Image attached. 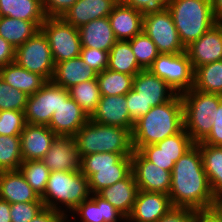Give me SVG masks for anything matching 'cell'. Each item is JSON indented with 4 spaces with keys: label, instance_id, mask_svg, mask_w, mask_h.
Wrapping results in <instances>:
<instances>
[{
    "label": "cell",
    "instance_id": "cell-1",
    "mask_svg": "<svg viewBox=\"0 0 222 222\" xmlns=\"http://www.w3.org/2000/svg\"><path fill=\"white\" fill-rule=\"evenodd\" d=\"M168 195L173 207L194 210L212 208L215 197L197 144L175 162Z\"/></svg>",
    "mask_w": 222,
    "mask_h": 222
},
{
    "label": "cell",
    "instance_id": "cell-2",
    "mask_svg": "<svg viewBox=\"0 0 222 222\" xmlns=\"http://www.w3.org/2000/svg\"><path fill=\"white\" fill-rule=\"evenodd\" d=\"M183 103L180 94L170 101L152 107L135 121L132 131L133 150L156 144L179 133L184 128Z\"/></svg>",
    "mask_w": 222,
    "mask_h": 222
},
{
    "label": "cell",
    "instance_id": "cell-3",
    "mask_svg": "<svg viewBox=\"0 0 222 222\" xmlns=\"http://www.w3.org/2000/svg\"><path fill=\"white\" fill-rule=\"evenodd\" d=\"M90 197L88 178L80 171H55L50 172L41 200L45 208L70 217L68 211L71 213L81 202Z\"/></svg>",
    "mask_w": 222,
    "mask_h": 222
},
{
    "label": "cell",
    "instance_id": "cell-4",
    "mask_svg": "<svg viewBox=\"0 0 222 222\" xmlns=\"http://www.w3.org/2000/svg\"><path fill=\"white\" fill-rule=\"evenodd\" d=\"M80 158L93 153L132 154V133L89 119L73 136Z\"/></svg>",
    "mask_w": 222,
    "mask_h": 222
},
{
    "label": "cell",
    "instance_id": "cell-5",
    "mask_svg": "<svg viewBox=\"0 0 222 222\" xmlns=\"http://www.w3.org/2000/svg\"><path fill=\"white\" fill-rule=\"evenodd\" d=\"M167 9L185 48L217 23L212 0H171Z\"/></svg>",
    "mask_w": 222,
    "mask_h": 222
},
{
    "label": "cell",
    "instance_id": "cell-6",
    "mask_svg": "<svg viewBox=\"0 0 222 222\" xmlns=\"http://www.w3.org/2000/svg\"><path fill=\"white\" fill-rule=\"evenodd\" d=\"M131 156L111 152L82 156L80 172L88 178L91 194L125 179L132 172Z\"/></svg>",
    "mask_w": 222,
    "mask_h": 222
},
{
    "label": "cell",
    "instance_id": "cell-7",
    "mask_svg": "<svg viewBox=\"0 0 222 222\" xmlns=\"http://www.w3.org/2000/svg\"><path fill=\"white\" fill-rule=\"evenodd\" d=\"M183 103L184 129L194 144L202 142L212 129L215 107L222 102V95L205 93L191 88L180 94Z\"/></svg>",
    "mask_w": 222,
    "mask_h": 222
},
{
    "label": "cell",
    "instance_id": "cell-8",
    "mask_svg": "<svg viewBox=\"0 0 222 222\" xmlns=\"http://www.w3.org/2000/svg\"><path fill=\"white\" fill-rule=\"evenodd\" d=\"M41 30L48 39L55 64L80 56L79 30L62 17H47Z\"/></svg>",
    "mask_w": 222,
    "mask_h": 222
},
{
    "label": "cell",
    "instance_id": "cell-9",
    "mask_svg": "<svg viewBox=\"0 0 222 222\" xmlns=\"http://www.w3.org/2000/svg\"><path fill=\"white\" fill-rule=\"evenodd\" d=\"M148 70L169 84L178 94L194 86V70L186 51L159 54Z\"/></svg>",
    "mask_w": 222,
    "mask_h": 222
},
{
    "label": "cell",
    "instance_id": "cell-10",
    "mask_svg": "<svg viewBox=\"0 0 222 222\" xmlns=\"http://www.w3.org/2000/svg\"><path fill=\"white\" fill-rule=\"evenodd\" d=\"M15 62L22 68L51 81L55 63L48 39L42 30L16 48Z\"/></svg>",
    "mask_w": 222,
    "mask_h": 222
},
{
    "label": "cell",
    "instance_id": "cell-11",
    "mask_svg": "<svg viewBox=\"0 0 222 222\" xmlns=\"http://www.w3.org/2000/svg\"><path fill=\"white\" fill-rule=\"evenodd\" d=\"M143 31L156 44L160 54H178L186 51L167 8L143 17Z\"/></svg>",
    "mask_w": 222,
    "mask_h": 222
},
{
    "label": "cell",
    "instance_id": "cell-12",
    "mask_svg": "<svg viewBox=\"0 0 222 222\" xmlns=\"http://www.w3.org/2000/svg\"><path fill=\"white\" fill-rule=\"evenodd\" d=\"M69 96L67 89L47 81L36 93L28 96L24 111L26 123L48 126L62 100Z\"/></svg>",
    "mask_w": 222,
    "mask_h": 222
},
{
    "label": "cell",
    "instance_id": "cell-13",
    "mask_svg": "<svg viewBox=\"0 0 222 222\" xmlns=\"http://www.w3.org/2000/svg\"><path fill=\"white\" fill-rule=\"evenodd\" d=\"M132 173L138 190L169 194L171 171H167L148 161L138 150L131 156Z\"/></svg>",
    "mask_w": 222,
    "mask_h": 222
},
{
    "label": "cell",
    "instance_id": "cell-14",
    "mask_svg": "<svg viewBox=\"0 0 222 222\" xmlns=\"http://www.w3.org/2000/svg\"><path fill=\"white\" fill-rule=\"evenodd\" d=\"M132 89L145 102V114L152 107L170 101L177 94L169 84L148 69L142 70L134 76Z\"/></svg>",
    "mask_w": 222,
    "mask_h": 222
},
{
    "label": "cell",
    "instance_id": "cell-15",
    "mask_svg": "<svg viewBox=\"0 0 222 222\" xmlns=\"http://www.w3.org/2000/svg\"><path fill=\"white\" fill-rule=\"evenodd\" d=\"M193 70L222 60V23L217 22L200 38L186 47Z\"/></svg>",
    "mask_w": 222,
    "mask_h": 222
},
{
    "label": "cell",
    "instance_id": "cell-16",
    "mask_svg": "<svg viewBox=\"0 0 222 222\" xmlns=\"http://www.w3.org/2000/svg\"><path fill=\"white\" fill-rule=\"evenodd\" d=\"M51 171H80L81 158L73 136H57L41 160Z\"/></svg>",
    "mask_w": 222,
    "mask_h": 222
},
{
    "label": "cell",
    "instance_id": "cell-17",
    "mask_svg": "<svg viewBox=\"0 0 222 222\" xmlns=\"http://www.w3.org/2000/svg\"><path fill=\"white\" fill-rule=\"evenodd\" d=\"M172 207L169 195L138 190L132 211L126 222H158Z\"/></svg>",
    "mask_w": 222,
    "mask_h": 222
},
{
    "label": "cell",
    "instance_id": "cell-18",
    "mask_svg": "<svg viewBox=\"0 0 222 222\" xmlns=\"http://www.w3.org/2000/svg\"><path fill=\"white\" fill-rule=\"evenodd\" d=\"M90 120L97 123L128 129L131 133L135 122L127 109L126 95L103 96Z\"/></svg>",
    "mask_w": 222,
    "mask_h": 222
},
{
    "label": "cell",
    "instance_id": "cell-19",
    "mask_svg": "<svg viewBox=\"0 0 222 222\" xmlns=\"http://www.w3.org/2000/svg\"><path fill=\"white\" fill-rule=\"evenodd\" d=\"M56 137L48 126L26 123L20 134L23 161L42 160Z\"/></svg>",
    "mask_w": 222,
    "mask_h": 222
},
{
    "label": "cell",
    "instance_id": "cell-20",
    "mask_svg": "<svg viewBox=\"0 0 222 222\" xmlns=\"http://www.w3.org/2000/svg\"><path fill=\"white\" fill-rule=\"evenodd\" d=\"M82 108L69 96L53 113L48 127L57 136H74L89 121Z\"/></svg>",
    "mask_w": 222,
    "mask_h": 222
},
{
    "label": "cell",
    "instance_id": "cell-21",
    "mask_svg": "<svg viewBox=\"0 0 222 222\" xmlns=\"http://www.w3.org/2000/svg\"><path fill=\"white\" fill-rule=\"evenodd\" d=\"M71 215L75 222L76 218L78 221V217L81 222H126L127 220L122 213L98 194H91V197L81 202Z\"/></svg>",
    "mask_w": 222,
    "mask_h": 222
},
{
    "label": "cell",
    "instance_id": "cell-22",
    "mask_svg": "<svg viewBox=\"0 0 222 222\" xmlns=\"http://www.w3.org/2000/svg\"><path fill=\"white\" fill-rule=\"evenodd\" d=\"M119 0H78L62 18L76 28L92 20L109 16Z\"/></svg>",
    "mask_w": 222,
    "mask_h": 222
},
{
    "label": "cell",
    "instance_id": "cell-23",
    "mask_svg": "<svg viewBox=\"0 0 222 222\" xmlns=\"http://www.w3.org/2000/svg\"><path fill=\"white\" fill-rule=\"evenodd\" d=\"M0 199L8 203L43 202L20 170L0 172Z\"/></svg>",
    "mask_w": 222,
    "mask_h": 222
},
{
    "label": "cell",
    "instance_id": "cell-24",
    "mask_svg": "<svg viewBox=\"0 0 222 222\" xmlns=\"http://www.w3.org/2000/svg\"><path fill=\"white\" fill-rule=\"evenodd\" d=\"M143 15L140 11L119 1L108 18L117 40H130L143 31Z\"/></svg>",
    "mask_w": 222,
    "mask_h": 222
},
{
    "label": "cell",
    "instance_id": "cell-25",
    "mask_svg": "<svg viewBox=\"0 0 222 222\" xmlns=\"http://www.w3.org/2000/svg\"><path fill=\"white\" fill-rule=\"evenodd\" d=\"M81 47L110 51L118 41L114 35L108 16L95 19L78 28Z\"/></svg>",
    "mask_w": 222,
    "mask_h": 222
},
{
    "label": "cell",
    "instance_id": "cell-26",
    "mask_svg": "<svg viewBox=\"0 0 222 222\" xmlns=\"http://www.w3.org/2000/svg\"><path fill=\"white\" fill-rule=\"evenodd\" d=\"M137 193L138 186L131 172L125 179L118 181L114 185L103 188L97 194L108 201L127 218L132 211Z\"/></svg>",
    "mask_w": 222,
    "mask_h": 222
},
{
    "label": "cell",
    "instance_id": "cell-27",
    "mask_svg": "<svg viewBox=\"0 0 222 222\" xmlns=\"http://www.w3.org/2000/svg\"><path fill=\"white\" fill-rule=\"evenodd\" d=\"M97 74L98 73L79 56L56 63L51 81L68 90L81 82L96 79Z\"/></svg>",
    "mask_w": 222,
    "mask_h": 222
},
{
    "label": "cell",
    "instance_id": "cell-28",
    "mask_svg": "<svg viewBox=\"0 0 222 222\" xmlns=\"http://www.w3.org/2000/svg\"><path fill=\"white\" fill-rule=\"evenodd\" d=\"M0 77L28 96L36 93L47 82L43 76L22 68L15 61L0 69Z\"/></svg>",
    "mask_w": 222,
    "mask_h": 222
},
{
    "label": "cell",
    "instance_id": "cell-29",
    "mask_svg": "<svg viewBox=\"0 0 222 222\" xmlns=\"http://www.w3.org/2000/svg\"><path fill=\"white\" fill-rule=\"evenodd\" d=\"M43 23L0 16V36L16 49L41 30Z\"/></svg>",
    "mask_w": 222,
    "mask_h": 222
},
{
    "label": "cell",
    "instance_id": "cell-30",
    "mask_svg": "<svg viewBox=\"0 0 222 222\" xmlns=\"http://www.w3.org/2000/svg\"><path fill=\"white\" fill-rule=\"evenodd\" d=\"M0 16L24 21L45 22L41 0H0Z\"/></svg>",
    "mask_w": 222,
    "mask_h": 222
},
{
    "label": "cell",
    "instance_id": "cell-31",
    "mask_svg": "<svg viewBox=\"0 0 222 222\" xmlns=\"http://www.w3.org/2000/svg\"><path fill=\"white\" fill-rule=\"evenodd\" d=\"M215 199L222 197V146L197 143Z\"/></svg>",
    "mask_w": 222,
    "mask_h": 222
},
{
    "label": "cell",
    "instance_id": "cell-32",
    "mask_svg": "<svg viewBox=\"0 0 222 222\" xmlns=\"http://www.w3.org/2000/svg\"><path fill=\"white\" fill-rule=\"evenodd\" d=\"M108 69L134 76L143 70L127 40H118L109 51Z\"/></svg>",
    "mask_w": 222,
    "mask_h": 222
},
{
    "label": "cell",
    "instance_id": "cell-33",
    "mask_svg": "<svg viewBox=\"0 0 222 222\" xmlns=\"http://www.w3.org/2000/svg\"><path fill=\"white\" fill-rule=\"evenodd\" d=\"M194 89L222 95V60L199 66L194 70Z\"/></svg>",
    "mask_w": 222,
    "mask_h": 222
},
{
    "label": "cell",
    "instance_id": "cell-34",
    "mask_svg": "<svg viewBox=\"0 0 222 222\" xmlns=\"http://www.w3.org/2000/svg\"><path fill=\"white\" fill-rule=\"evenodd\" d=\"M134 75L105 69L97 74L100 93L103 96L126 95L133 86Z\"/></svg>",
    "mask_w": 222,
    "mask_h": 222
},
{
    "label": "cell",
    "instance_id": "cell-35",
    "mask_svg": "<svg viewBox=\"0 0 222 222\" xmlns=\"http://www.w3.org/2000/svg\"><path fill=\"white\" fill-rule=\"evenodd\" d=\"M70 97L90 118L100 101L101 93L97 79L81 82L68 89Z\"/></svg>",
    "mask_w": 222,
    "mask_h": 222
},
{
    "label": "cell",
    "instance_id": "cell-36",
    "mask_svg": "<svg viewBox=\"0 0 222 222\" xmlns=\"http://www.w3.org/2000/svg\"><path fill=\"white\" fill-rule=\"evenodd\" d=\"M22 162L20 136L0 135V172L19 170Z\"/></svg>",
    "mask_w": 222,
    "mask_h": 222
},
{
    "label": "cell",
    "instance_id": "cell-37",
    "mask_svg": "<svg viewBox=\"0 0 222 222\" xmlns=\"http://www.w3.org/2000/svg\"><path fill=\"white\" fill-rule=\"evenodd\" d=\"M27 183L41 198L45 192L50 170L41 161H23L19 167Z\"/></svg>",
    "mask_w": 222,
    "mask_h": 222
},
{
    "label": "cell",
    "instance_id": "cell-38",
    "mask_svg": "<svg viewBox=\"0 0 222 222\" xmlns=\"http://www.w3.org/2000/svg\"><path fill=\"white\" fill-rule=\"evenodd\" d=\"M128 41L130 42L132 52L139 66L143 70L148 69L160 54L156 44L144 33V31Z\"/></svg>",
    "mask_w": 222,
    "mask_h": 222
},
{
    "label": "cell",
    "instance_id": "cell-39",
    "mask_svg": "<svg viewBox=\"0 0 222 222\" xmlns=\"http://www.w3.org/2000/svg\"><path fill=\"white\" fill-rule=\"evenodd\" d=\"M28 95L11 87L0 77V111H25Z\"/></svg>",
    "mask_w": 222,
    "mask_h": 222
},
{
    "label": "cell",
    "instance_id": "cell-40",
    "mask_svg": "<svg viewBox=\"0 0 222 222\" xmlns=\"http://www.w3.org/2000/svg\"><path fill=\"white\" fill-rule=\"evenodd\" d=\"M156 145L167 156H183L194 143L183 128L179 133L157 142Z\"/></svg>",
    "mask_w": 222,
    "mask_h": 222
},
{
    "label": "cell",
    "instance_id": "cell-41",
    "mask_svg": "<svg viewBox=\"0 0 222 222\" xmlns=\"http://www.w3.org/2000/svg\"><path fill=\"white\" fill-rule=\"evenodd\" d=\"M26 124L23 111L2 110L0 111V135L20 136Z\"/></svg>",
    "mask_w": 222,
    "mask_h": 222
},
{
    "label": "cell",
    "instance_id": "cell-42",
    "mask_svg": "<svg viewBox=\"0 0 222 222\" xmlns=\"http://www.w3.org/2000/svg\"><path fill=\"white\" fill-rule=\"evenodd\" d=\"M148 161L154 163L161 169L171 171L173 170L175 162L182 156H167L164 154L156 144L143 146L138 150Z\"/></svg>",
    "mask_w": 222,
    "mask_h": 222
},
{
    "label": "cell",
    "instance_id": "cell-43",
    "mask_svg": "<svg viewBox=\"0 0 222 222\" xmlns=\"http://www.w3.org/2000/svg\"><path fill=\"white\" fill-rule=\"evenodd\" d=\"M44 208L43 202L13 203L10 206L11 222H30Z\"/></svg>",
    "mask_w": 222,
    "mask_h": 222
},
{
    "label": "cell",
    "instance_id": "cell-44",
    "mask_svg": "<svg viewBox=\"0 0 222 222\" xmlns=\"http://www.w3.org/2000/svg\"><path fill=\"white\" fill-rule=\"evenodd\" d=\"M80 57L97 73L108 68L109 52L96 48L81 47Z\"/></svg>",
    "mask_w": 222,
    "mask_h": 222
},
{
    "label": "cell",
    "instance_id": "cell-45",
    "mask_svg": "<svg viewBox=\"0 0 222 222\" xmlns=\"http://www.w3.org/2000/svg\"><path fill=\"white\" fill-rule=\"evenodd\" d=\"M126 6L138 10L142 15L150 13L161 12L167 8L171 0H120Z\"/></svg>",
    "mask_w": 222,
    "mask_h": 222
},
{
    "label": "cell",
    "instance_id": "cell-46",
    "mask_svg": "<svg viewBox=\"0 0 222 222\" xmlns=\"http://www.w3.org/2000/svg\"><path fill=\"white\" fill-rule=\"evenodd\" d=\"M212 120V129L209 135L200 143L209 144L212 146H222V102L215 107Z\"/></svg>",
    "mask_w": 222,
    "mask_h": 222
},
{
    "label": "cell",
    "instance_id": "cell-47",
    "mask_svg": "<svg viewBox=\"0 0 222 222\" xmlns=\"http://www.w3.org/2000/svg\"><path fill=\"white\" fill-rule=\"evenodd\" d=\"M78 0H41L46 17H62Z\"/></svg>",
    "mask_w": 222,
    "mask_h": 222
},
{
    "label": "cell",
    "instance_id": "cell-48",
    "mask_svg": "<svg viewBox=\"0 0 222 222\" xmlns=\"http://www.w3.org/2000/svg\"><path fill=\"white\" fill-rule=\"evenodd\" d=\"M195 210L185 207H172L158 222H194Z\"/></svg>",
    "mask_w": 222,
    "mask_h": 222
},
{
    "label": "cell",
    "instance_id": "cell-49",
    "mask_svg": "<svg viewBox=\"0 0 222 222\" xmlns=\"http://www.w3.org/2000/svg\"><path fill=\"white\" fill-rule=\"evenodd\" d=\"M126 100L130 118L135 122L145 114V102L133 89L126 94Z\"/></svg>",
    "mask_w": 222,
    "mask_h": 222
},
{
    "label": "cell",
    "instance_id": "cell-50",
    "mask_svg": "<svg viewBox=\"0 0 222 222\" xmlns=\"http://www.w3.org/2000/svg\"><path fill=\"white\" fill-rule=\"evenodd\" d=\"M16 49L0 36V69L15 61Z\"/></svg>",
    "mask_w": 222,
    "mask_h": 222
},
{
    "label": "cell",
    "instance_id": "cell-51",
    "mask_svg": "<svg viewBox=\"0 0 222 222\" xmlns=\"http://www.w3.org/2000/svg\"><path fill=\"white\" fill-rule=\"evenodd\" d=\"M63 217L61 212L44 208L30 222H59Z\"/></svg>",
    "mask_w": 222,
    "mask_h": 222
},
{
    "label": "cell",
    "instance_id": "cell-52",
    "mask_svg": "<svg viewBox=\"0 0 222 222\" xmlns=\"http://www.w3.org/2000/svg\"><path fill=\"white\" fill-rule=\"evenodd\" d=\"M194 222H222V218L213 208L200 209L195 210Z\"/></svg>",
    "mask_w": 222,
    "mask_h": 222
},
{
    "label": "cell",
    "instance_id": "cell-53",
    "mask_svg": "<svg viewBox=\"0 0 222 222\" xmlns=\"http://www.w3.org/2000/svg\"><path fill=\"white\" fill-rule=\"evenodd\" d=\"M10 206L6 200L0 199V222H11Z\"/></svg>",
    "mask_w": 222,
    "mask_h": 222
},
{
    "label": "cell",
    "instance_id": "cell-54",
    "mask_svg": "<svg viewBox=\"0 0 222 222\" xmlns=\"http://www.w3.org/2000/svg\"><path fill=\"white\" fill-rule=\"evenodd\" d=\"M212 8L215 20L222 23V0H212Z\"/></svg>",
    "mask_w": 222,
    "mask_h": 222
},
{
    "label": "cell",
    "instance_id": "cell-55",
    "mask_svg": "<svg viewBox=\"0 0 222 222\" xmlns=\"http://www.w3.org/2000/svg\"><path fill=\"white\" fill-rule=\"evenodd\" d=\"M212 208L219 214L222 218V197L215 199Z\"/></svg>",
    "mask_w": 222,
    "mask_h": 222
},
{
    "label": "cell",
    "instance_id": "cell-56",
    "mask_svg": "<svg viewBox=\"0 0 222 222\" xmlns=\"http://www.w3.org/2000/svg\"><path fill=\"white\" fill-rule=\"evenodd\" d=\"M67 220V221H66ZM71 222L68 216H64L59 222ZM73 222V221H72Z\"/></svg>",
    "mask_w": 222,
    "mask_h": 222
}]
</instances>
